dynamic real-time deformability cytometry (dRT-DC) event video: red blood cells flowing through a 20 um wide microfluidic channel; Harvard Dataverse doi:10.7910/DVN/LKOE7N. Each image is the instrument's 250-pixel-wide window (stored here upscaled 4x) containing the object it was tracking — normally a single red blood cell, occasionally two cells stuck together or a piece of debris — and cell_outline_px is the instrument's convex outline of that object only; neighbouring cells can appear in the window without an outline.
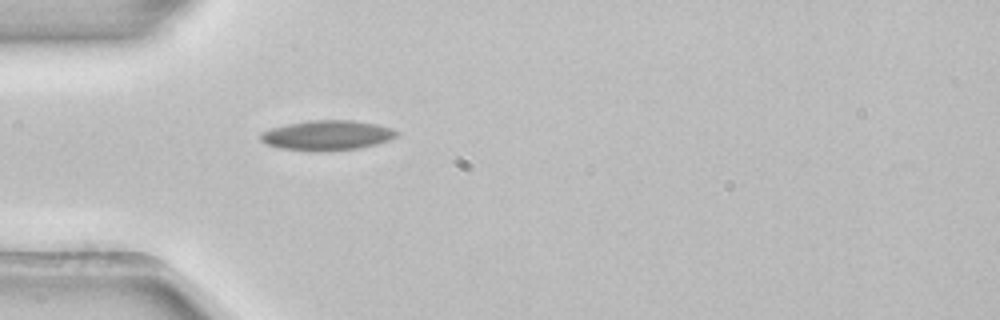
{"species": "common noctule bat (a hibernating species)", "species_latin": "Nyctalus noctula", "temperature_condition": "room temperature", "stored_images_in_passage": 1, "camera_frame_rate_fps": 3000, "um_per_image_px": 0.085, "animal": {"sex": "female", "body_mass_g": 22.7, "forearm_length_mm": 54.2}, "frame": {"image": 1, "passage_image": 1, "time_ms": 0.0, "image_size_px": [1000, 320], "cell_outline_px": [[400, 132], [396, 136], [388, 140], [376, 144], [360, 148], [328, 152], [320, 152], [280, 148], [268, 144], [260, 140], [260, 132], [284, 124], [308, 120], [352, 120], [376, 124], [392, 128]], "centroid_in_image_um": [27.8, 11.5], "position_along_channel_um": 57.2, "area_um2": 23.99}}